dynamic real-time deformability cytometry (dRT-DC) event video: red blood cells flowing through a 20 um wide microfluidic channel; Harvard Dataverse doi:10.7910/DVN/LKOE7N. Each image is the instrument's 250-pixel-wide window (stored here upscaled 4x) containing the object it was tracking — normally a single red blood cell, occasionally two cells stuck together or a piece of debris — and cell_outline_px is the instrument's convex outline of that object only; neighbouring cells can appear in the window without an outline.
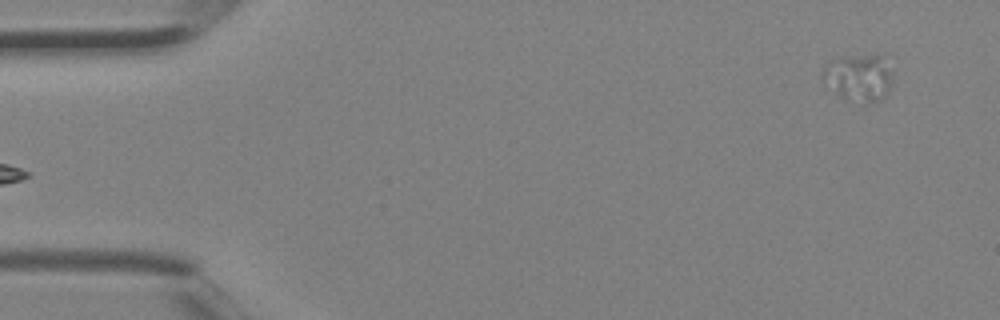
{"species": "Egyptian fruit bat (a non-hibernating species)", "species_latin": "Rousettus aegyptiacus", "temperature_condition": "room temperature", "stored_images_in_passage": 3, "camera_frame_rate_fps": 3000, "um_per_image_px": 0.085, "animal": {"sex": "female"}, "frame": {"image": 1, "passage_image": 3, "time_ms": 0.667, "image_size_px": [1000, 320], "cell_outline_px": [[892, 84], [888, 92], [880, 100], [868, 100], [840, 96], [820, 76], [828, 60], [832, 56], [880, 52], [892, 52]], "centroid_in_image_um": [73.1, 6.38], "position_along_channel_um": 11.9, "area_um2": 20.17}}